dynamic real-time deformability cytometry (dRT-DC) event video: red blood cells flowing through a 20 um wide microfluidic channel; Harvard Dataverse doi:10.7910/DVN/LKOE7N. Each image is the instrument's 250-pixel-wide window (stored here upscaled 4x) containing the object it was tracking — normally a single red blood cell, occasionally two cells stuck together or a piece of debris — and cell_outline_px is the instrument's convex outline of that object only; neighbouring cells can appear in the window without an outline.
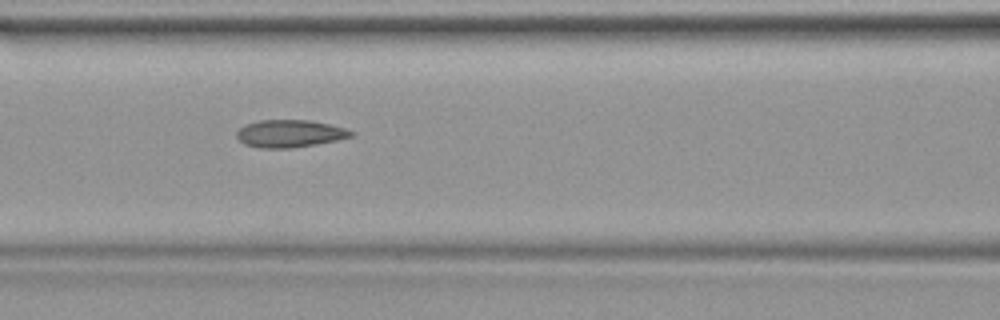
{"species": "common noctule bat (a hibernating species)", "species_latin": "Nyctalus noctula", "temperature_condition": "warm", "stored_images_in_passage": 28, "camera_frame_rate_fps": 3000, "um_per_image_px": 0.085, "animal": {"sex": "female", "body_mass_g": 19.9}, "frame": {"image": 1, "passage_image": 5, "time_ms": 1.333, "image_size_px": [1000, 320], "cell_outline_px": [[356, 132], [352, 136], [336, 140], [316, 144], [292, 148], [260, 148], [244, 144], [236, 136], [236, 132], [244, 124], [260, 120], [312, 120], [344, 128]], "centroid_in_image_um": [24.61, 11.35], "position_along_channel_um": 142.0, "area_um2": 18.32}}